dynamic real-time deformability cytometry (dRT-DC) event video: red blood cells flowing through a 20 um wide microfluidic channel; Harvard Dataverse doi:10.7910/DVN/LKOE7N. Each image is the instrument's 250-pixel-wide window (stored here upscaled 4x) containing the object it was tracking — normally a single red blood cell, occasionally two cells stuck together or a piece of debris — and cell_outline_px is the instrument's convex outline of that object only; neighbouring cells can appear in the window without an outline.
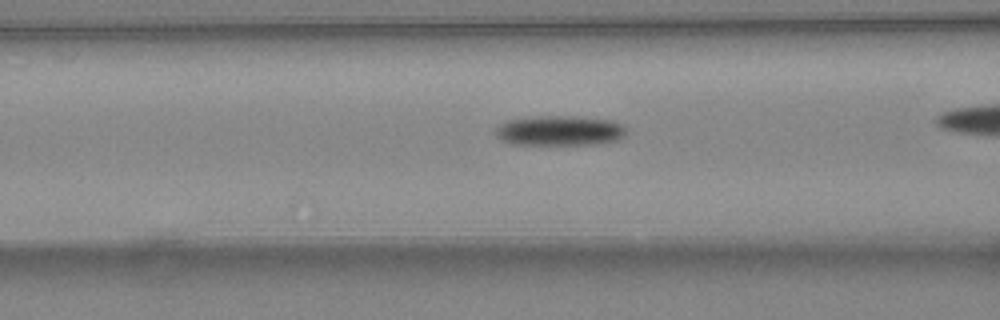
{"species": "common noctule bat (a hibernating species)", "species_latin": "Nyctalus noctula", "temperature_condition": "warm", "stored_images_in_passage": 22, "camera_frame_rate_fps": 3000, "um_per_image_px": 0.085, "animal": {"sex": "female", "body_mass_g": 24.6, "forearm_length_mm": 56.2}, "frame": {"image": 1, "passage_image": 4, "time_ms": 1.0, "image_size_px": [1000, 320], "cell_outline_px": [[628, 128], [624, 136], [616, 140], [600, 144], [508, 144], [500, 140], [496, 136], [496, 124], [508, 120], [532, 116], [572, 116], [612, 120]], "centroid_in_image_um": [47.53, 11.1], "position_along_channel_um": 119.1, "area_um2": 23.12}}
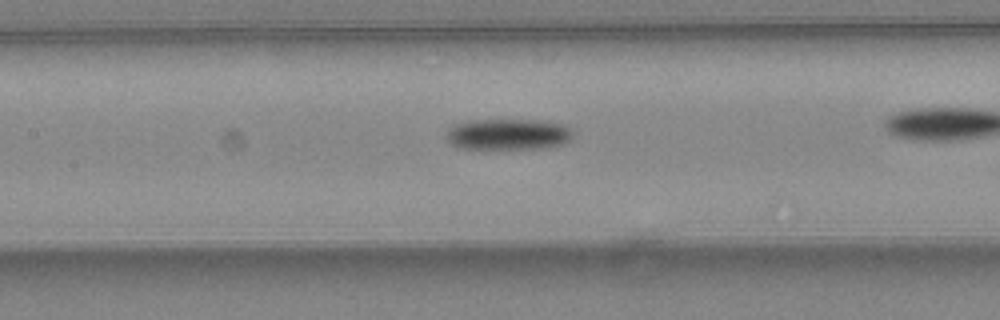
{"frame": {"image": 2, "passage_image": 7, "time_ms": 2.0, "image_size_px": [1000, 320], "cell_outline_px": [[572, 136], [564, 144], [544, 148], [456, 148], [444, 136], [448, 128], [452, 124], [468, 120], [540, 120], [564, 124], [572, 132]], "centroid_in_image_um": [43.13, 11.4], "position_along_channel_um": 164.3, "area_um2": 23.06}}